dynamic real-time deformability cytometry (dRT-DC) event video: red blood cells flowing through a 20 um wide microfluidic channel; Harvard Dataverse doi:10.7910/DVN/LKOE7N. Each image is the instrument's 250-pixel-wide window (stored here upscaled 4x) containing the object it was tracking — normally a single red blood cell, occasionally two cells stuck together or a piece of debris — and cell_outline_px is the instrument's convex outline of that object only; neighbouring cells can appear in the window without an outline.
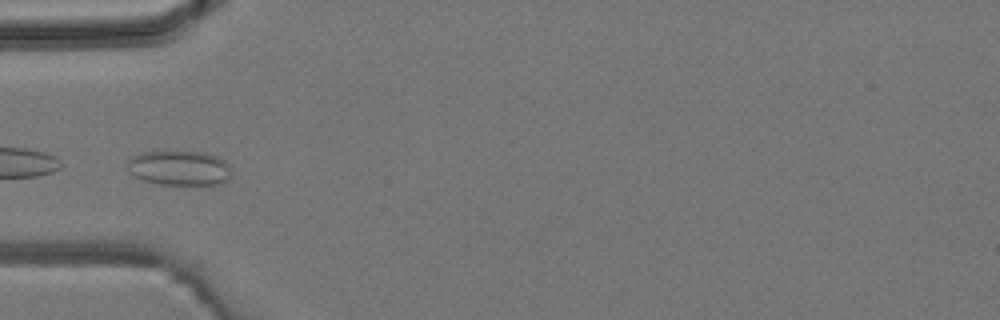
{"species": "common noctule bat (a hibernating species)", "species_latin": "Nyctalus noctula", "temperature_condition": "room temperature", "stored_images_in_passage": 4, "camera_frame_rate_fps": 3000, "um_per_image_px": 0.085, "animal": {"sex": "male", "body_mass_g": 19.2, "forearm_length_mm": 51.8}, "frame": {"image": 1, "passage_image": 3, "time_ms": 3.333, "image_size_px": [1000, 320], "cell_outline_px": [[232, 172], [228, 180], [220, 184], [160, 184], [144, 180], [128, 172], [128, 160], [132, 156], [144, 152], [204, 152], [216, 156], [224, 160], [232, 168]], "centroid_in_image_um": [15.28, 14.28], "position_along_channel_um": 69.7, "area_um2": 20.98}}
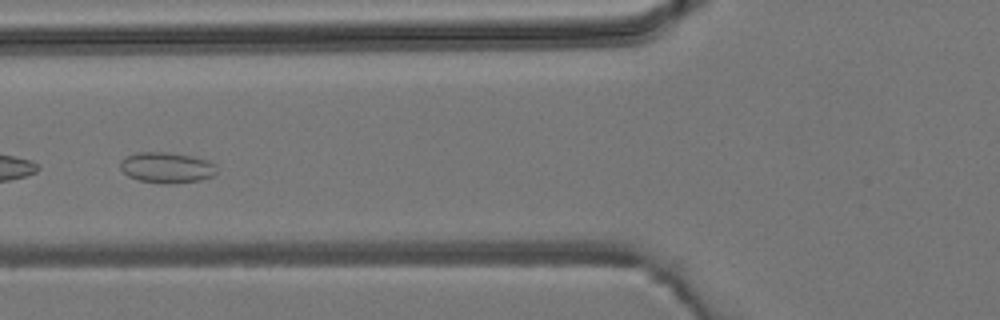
{"frame": {"image": 2, "passage_image": 4, "time_ms": 4.333, "image_size_px": [1000, 320], "cell_outline_px": [[216, 172], [212, 176], [200, 180], [168, 184], [164, 184], [140, 180], [128, 176], [120, 168], [120, 160], [124, 156], [136, 152], [168, 152], [192, 156], [208, 160], [216, 164]], "centroid_in_image_um": [14.15, 14.23], "position_along_channel_um": 111.6, "area_um2": 17.4}}